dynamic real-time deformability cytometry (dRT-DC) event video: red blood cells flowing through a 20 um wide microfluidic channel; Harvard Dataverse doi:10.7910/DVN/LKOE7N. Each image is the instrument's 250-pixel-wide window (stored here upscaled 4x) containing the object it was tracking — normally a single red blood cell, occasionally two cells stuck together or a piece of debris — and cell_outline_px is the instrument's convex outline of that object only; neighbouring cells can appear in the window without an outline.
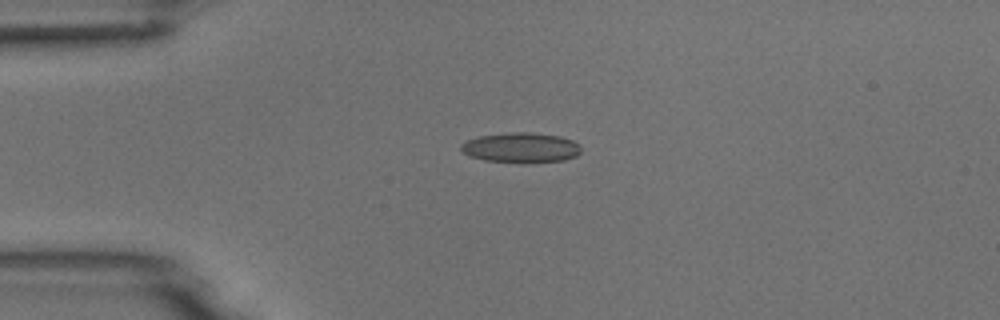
{"species": "common noctule bat (a hibernating species)", "species_latin": "Nyctalus noctula", "temperature_condition": "room temperature", "stored_images_in_passage": 1, "camera_frame_rate_fps": 3000, "um_per_image_px": 0.085, "animal": {"sex": "male", "body_mass_g": 18.8}, "frame": {"image": 1, "passage_image": 1, "time_ms": 0.0, "image_size_px": [1000, 320], "cell_outline_px": [[580, 152], [576, 156], [564, 160], [520, 164], [484, 160], [468, 156], [460, 148], [460, 144], [468, 140], [480, 136], [508, 132], [532, 132], [560, 136], [572, 140], [580, 144]], "centroid_in_image_um": [44.28, 12.56], "position_along_channel_um": 40.7, "area_um2": 21.39}}